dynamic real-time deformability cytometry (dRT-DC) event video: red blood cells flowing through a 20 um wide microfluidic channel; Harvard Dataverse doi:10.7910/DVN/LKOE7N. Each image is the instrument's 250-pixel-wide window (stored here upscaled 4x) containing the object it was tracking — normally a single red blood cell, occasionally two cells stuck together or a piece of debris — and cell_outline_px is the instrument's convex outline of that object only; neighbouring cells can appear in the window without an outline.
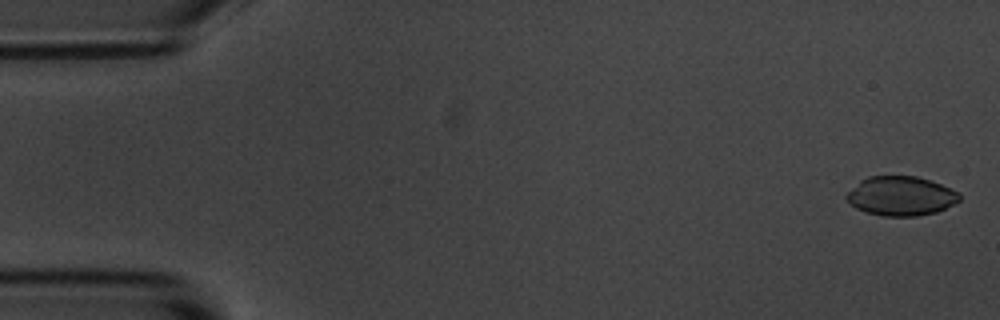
{"species": "common noctule bat (a hibernating species)", "species_latin": "Nyctalus noctula", "temperature_condition": "room temperature", "stored_images_in_passage": 4, "camera_frame_rate_fps": 3000, "um_per_image_px": 0.085, "animal": {"sex": "male", "body_mass_g": 20.1, "forearm_length_mm": 53.5}, "frame": {"image": 1, "passage_image": 1, "time_ms": 0.0, "image_size_px": [1000, 320], "cell_outline_px": [[960, 200], [936, 212], [916, 216], [884, 216], [868, 212], [856, 208], [844, 196], [860, 180], [868, 176], [916, 176], [940, 184], [960, 192]], "centroid_in_image_um": [76.57, 16.65], "position_along_channel_um": 8.4, "area_um2": 25.61}}